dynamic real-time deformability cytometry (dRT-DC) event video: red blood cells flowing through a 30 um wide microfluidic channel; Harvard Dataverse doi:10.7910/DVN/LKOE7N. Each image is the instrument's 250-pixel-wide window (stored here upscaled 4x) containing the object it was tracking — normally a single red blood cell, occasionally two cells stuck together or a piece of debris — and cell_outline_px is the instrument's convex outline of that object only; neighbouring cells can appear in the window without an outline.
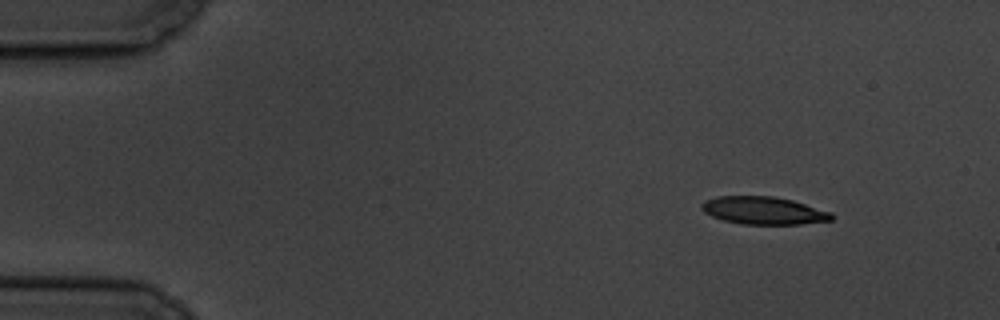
{"species": "common noctule bat (a hibernating species)", "species_latin": "Nyctalus noctula", "temperature_condition": "cold", "stored_images_in_passage": 4, "camera_frame_rate_fps": 3000, "um_per_image_px": 0.085, "animal": {"sex": "male", "body_mass_g": 19.5, "forearm_length_mm": 54.6}, "frame": {"image": 1, "passage_image": 1, "time_ms": 0.0, "image_size_px": [1000, 320], "cell_outline_px": [[836, 216], [832, 220], [800, 224], [740, 224], [724, 220], [712, 216], [704, 212], [700, 208], [700, 204], [704, 200], [716, 196], [776, 196], [792, 200], [832, 212]], "centroid_in_image_um": [64.9, 17.89], "position_along_channel_um": 20.1, "area_um2": 21.15}}
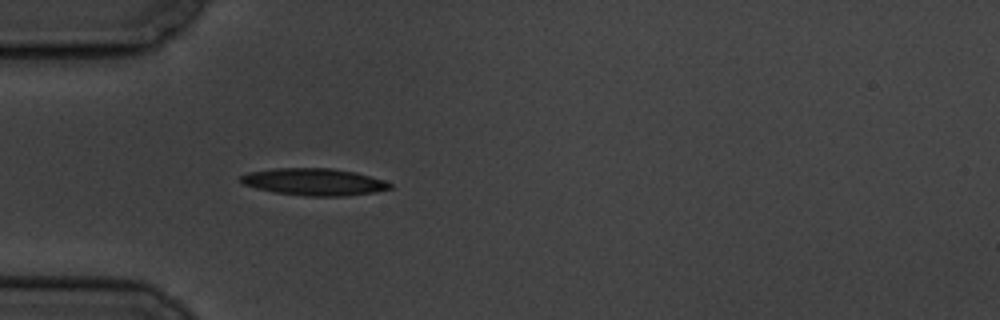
{"frame": {"image": 2, "passage_image": 4, "time_ms": 3.667, "image_size_px": [1000, 320], "cell_outline_px": [[392, 188], [376, 192], [344, 196], [308, 196], [272, 192], [256, 188], [244, 184], [240, 180], [240, 176], [248, 172], [276, 168], [332, 168], [356, 172], [384, 180], [392, 184]], "centroid_in_image_um": [26.71, 15.46], "position_along_channel_um": 58.3, "area_um2": 23.58}}